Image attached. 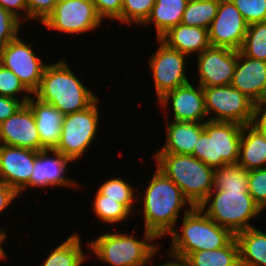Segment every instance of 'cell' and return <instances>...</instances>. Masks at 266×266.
<instances>
[{
	"label": "cell",
	"instance_id": "cell-16",
	"mask_svg": "<svg viewBox=\"0 0 266 266\" xmlns=\"http://www.w3.org/2000/svg\"><path fill=\"white\" fill-rule=\"evenodd\" d=\"M192 85L188 82L185 85L168 91L160 99L158 103L161 109H166L171 104L172 115L174 121H186L204 123L209 120L204 101L203 87L199 84Z\"/></svg>",
	"mask_w": 266,
	"mask_h": 266
},
{
	"label": "cell",
	"instance_id": "cell-14",
	"mask_svg": "<svg viewBox=\"0 0 266 266\" xmlns=\"http://www.w3.org/2000/svg\"><path fill=\"white\" fill-rule=\"evenodd\" d=\"M72 162L73 161L70 158H67L63 153L57 152L54 149L36 151V158L30 182L18 193V195H22L21 193L30 187L31 189H45L47 187L53 188L59 186L67 188L77 187L79 189L80 185L76 180L66 176V168L68 164Z\"/></svg>",
	"mask_w": 266,
	"mask_h": 266
},
{
	"label": "cell",
	"instance_id": "cell-42",
	"mask_svg": "<svg viewBox=\"0 0 266 266\" xmlns=\"http://www.w3.org/2000/svg\"><path fill=\"white\" fill-rule=\"evenodd\" d=\"M252 124L266 137V98L254 104V119Z\"/></svg>",
	"mask_w": 266,
	"mask_h": 266
},
{
	"label": "cell",
	"instance_id": "cell-22",
	"mask_svg": "<svg viewBox=\"0 0 266 266\" xmlns=\"http://www.w3.org/2000/svg\"><path fill=\"white\" fill-rule=\"evenodd\" d=\"M159 39L168 47L178 50L187 56L195 53L197 56L211 46L208 29L182 23L170 28Z\"/></svg>",
	"mask_w": 266,
	"mask_h": 266
},
{
	"label": "cell",
	"instance_id": "cell-3",
	"mask_svg": "<svg viewBox=\"0 0 266 266\" xmlns=\"http://www.w3.org/2000/svg\"><path fill=\"white\" fill-rule=\"evenodd\" d=\"M182 229L177 227L169 234L171 246L168 253L185 259L190 253L214 250L227 246L235 235L210 219L198 206L185 209Z\"/></svg>",
	"mask_w": 266,
	"mask_h": 266
},
{
	"label": "cell",
	"instance_id": "cell-35",
	"mask_svg": "<svg viewBox=\"0 0 266 266\" xmlns=\"http://www.w3.org/2000/svg\"><path fill=\"white\" fill-rule=\"evenodd\" d=\"M248 24L266 21V0H231Z\"/></svg>",
	"mask_w": 266,
	"mask_h": 266
},
{
	"label": "cell",
	"instance_id": "cell-20",
	"mask_svg": "<svg viewBox=\"0 0 266 266\" xmlns=\"http://www.w3.org/2000/svg\"><path fill=\"white\" fill-rule=\"evenodd\" d=\"M26 104L34 114L40 138V151L55 149L60 141L64 114L53 105L32 96Z\"/></svg>",
	"mask_w": 266,
	"mask_h": 266
},
{
	"label": "cell",
	"instance_id": "cell-39",
	"mask_svg": "<svg viewBox=\"0 0 266 266\" xmlns=\"http://www.w3.org/2000/svg\"><path fill=\"white\" fill-rule=\"evenodd\" d=\"M99 17L121 23L122 0H92Z\"/></svg>",
	"mask_w": 266,
	"mask_h": 266
},
{
	"label": "cell",
	"instance_id": "cell-4",
	"mask_svg": "<svg viewBox=\"0 0 266 266\" xmlns=\"http://www.w3.org/2000/svg\"><path fill=\"white\" fill-rule=\"evenodd\" d=\"M138 238V239H137ZM120 231L107 232L94 240L88 241L86 247L100 261L110 266H147L153 264L154 256L160 250L157 238L147 230L141 237Z\"/></svg>",
	"mask_w": 266,
	"mask_h": 266
},
{
	"label": "cell",
	"instance_id": "cell-1",
	"mask_svg": "<svg viewBox=\"0 0 266 266\" xmlns=\"http://www.w3.org/2000/svg\"><path fill=\"white\" fill-rule=\"evenodd\" d=\"M146 184L142 203L144 230L157 239L169 235L177 226L181 208L192 209L194 206L183 195L182 190L157 168ZM188 204V205H187Z\"/></svg>",
	"mask_w": 266,
	"mask_h": 266
},
{
	"label": "cell",
	"instance_id": "cell-45",
	"mask_svg": "<svg viewBox=\"0 0 266 266\" xmlns=\"http://www.w3.org/2000/svg\"><path fill=\"white\" fill-rule=\"evenodd\" d=\"M4 229L1 228L0 226V257L2 259H5L7 258V253L5 252L4 248H3V242L5 241L6 237H7V232L4 231Z\"/></svg>",
	"mask_w": 266,
	"mask_h": 266
},
{
	"label": "cell",
	"instance_id": "cell-43",
	"mask_svg": "<svg viewBox=\"0 0 266 266\" xmlns=\"http://www.w3.org/2000/svg\"><path fill=\"white\" fill-rule=\"evenodd\" d=\"M18 196L12 187L0 180V213L6 210Z\"/></svg>",
	"mask_w": 266,
	"mask_h": 266
},
{
	"label": "cell",
	"instance_id": "cell-28",
	"mask_svg": "<svg viewBox=\"0 0 266 266\" xmlns=\"http://www.w3.org/2000/svg\"><path fill=\"white\" fill-rule=\"evenodd\" d=\"M219 3L220 0H189L181 23L209 29L216 17Z\"/></svg>",
	"mask_w": 266,
	"mask_h": 266
},
{
	"label": "cell",
	"instance_id": "cell-13",
	"mask_svg": "<svg viewBox=\"0 0 266 266\" xmlns=\"http://www.w3.org/2000/svg\"><path fill=\"white\" fill-rule=\"evenodd\" d=\"M248 26L231 0H220L216 17L208 29L210 45L239 51Z\"/></svg>",
	"mask_w": 266,
	"mask_h": 266
},
{
	"label": "cell",
	"instance_id": "cell-31",
	"mask_svg": "<svg viewBox=\"0 0 266 266\" xmlns=\"http://www.w3.org/2000/svg\"><path fill=\"white\" fill-rule=\"evenodd\" d=\"M95 193L92 210L103 224H118L132 215L120 200L105 199L98 191Z\"/></svg>",
	"mask_w": 266,
	"mask_h": 266
},
{
	"label": "cell",
	"instance_id": "cell-23",
	"mask_svg": "<svg viewBox=\"0 0 266 266\" xmlns=\"http://www.w3.org/2000/svg\"><path fill=\"white\" fill-rule=\"evenodd\" d=\"M237 163L248 171L266 168V137L253 124L243 125Z\"/></svg>",
	"mask_w": 266,
	"mask_h": 266
},
{
	"label": "cell",
	"instance_id": "cell-29",
	"mask_svg": "<svg viewBox=\"0 0 266 266\" xmlns=\"http://www.w3.org/2000/svg\"><path fill=\"white\" fill-rule=\"evenodd\" d=\"M213 190H248V170L238 163L214 169Z\"/></svg>",
	"mask_w": 266,
	"mask_h": 266
},
{
	"label": "cell",
	"instance_id": "cell-33",
	"mask_svg": "<svg viewBox=\"0 0 266 266\" xmlns=\"http://www.w3.org/2000/svg\"><path fill=\"white\" fill-rule=\"evenodd\" d=\"M155 0H122L121 24L142 25L150 15Z\"/></svg>",
	"mask_w": 266,
	"mask_h": 266
},
{
	"label": "cell",
	"instance_id": "cell-24",
	"mask_svg": "<svg viewBox=\"0 0 266 266\" xmlns=\"http://www.w3.org/2000/svg\"><path fill=\"white\" fill-rule=\"evenodd\" d=\"M189 0H155V4L143 26L154 25L156 39L170 28L181 23L183 13Z\"/></svg>",
	"mask_w": 266,
	"mask_h": 266
},
{
	"label": "cell",
	"instance_id": "cell-11",
	"mask_svg": "<svg viewBox=\"0 0 266 266\" xmlns=\"http://www.w3.org/2000/svg\"><path fill=\"white\" fill-rule=\"evenodd\" d=\"M0 64L12 71L33 94L48 63L35 54L32 43L24 42L18 36L0 50Z\"/></svg>",
	"mask_w": 266,
	"mask_h": 266
},
{
	"label": "cell",
	"instance_id": "cell-21",
	"mask_svg": "<svg viewBox=\"0 0 266 266\" xmlns=\"http://www.w3.org/2000/svg\"><path fill=\"white\" fill-rule=\"evenodd\" d=\"M204 131L203 123L166 120L165 144L154 153L193 155L194 146Z\"/></svg>",
	"mask_w": 266,
	"mask_h": 266
},
{
	"label": "cell",
	"instance_id": "cell-5",
	"mask_svg": "<svg viewBox=\"0 0 266 266\" xmlns=\"http://www.w3.org/2000/svg\"><path fill=\"white\" fill-rule=\"evenodd\" d=\"M152 158L193 206H199L213 190L214 169L193 155L155 153Z\"/></svg>",
	"mask_w": 266,
	"mask_h": 266
},
{
	"label": "cell",
	"instance_id": "cell-32",
	"mask_svg": "<svg viewBox=\"0 0 266 266\" xmlns=\"http://www.w3.org/2000/svg\"><path fill=\"white\" fill-rule=\"evenodd\" d=\"M239 51L247 57L266 61V21L249 24Z\"/></svg>",
	"mask_w": 266,
	"mask_h": 266
},
{
	"label": "cell",
	"instance_id": "cell-40",
	"mask_svg": "<svg viewBox=\"0 0 266 266\" xmlns=\"http://www.w3.org/2000/svg\"><path fill=\"white\" fill-rule=\"evenodd\" d=\"M0 7L13 14L22 24L28 21V9L26 0H0ZM25 13L22 18L21 13Z\"/></svg>",
	"mask_w": 266,
	"mask_h": 266
},
{
	"label": "cell",
	"instance_id": "cell-38",
	"mask_svg": "<svg viewBox=\"0 0 266 266\" xmlns=\"http://www.w3.org/2000/svg\"><path fill=\"white\" fill-rule=\"evenodd\" d=\"M58 0H26L28 20H39L42 24L53 12Z\"/></svg>",
	"mask_w": 266,
	"mask_h": 266
},
{
	"label": "cell",
	"instance_id": "cell-6",
	"mask_svg": "<svg viewBox=\"0 0 266 266\" xmlns=\"http://www.w3.org/2000/svg\"><path fill=\"white\" fill-rule=\"evenodd\" d=\"M198 207L234 235L255 227L250 220L259 217L263 211L248 190H212Z\"/></svg>",
	"mask_w": 266,
	"mask_h": 266
},
{
	"label": "cell",
	"instance_id": "cell-30",
	"mask_svg": "<svg viewBox=\"0 0 266 266\" xmlns=\"http://www.w3.org/2000/svg\"><path fill=\"white\" fill-rule=\"evenodd\" d=\"M133 185L127 183L123 178L112 177L109 180H105L102 185L99 186L97 191L105 196V199L120 200L133 215V211H136L135 201L137 203V194Z\"/></svg>",
	"mask_w": 266,
	"mask_h": 266
},
{
	"label": "cell",
	"instance_id": "cell-10",
	"mask_svg": "<svg viewBox=\"0 0 266 266\" xmlns=\"http://www.w3.org/2000/svg\"><path fill=\"white\" fill-rule=\"evenodd\" d=\"M102 21L92 0H58L41 25L67 35H77L100 28Z\"/></svg>",
	"mask_w": 266,
	"mask_h": 266
},
{
	"label": "cell",
	"instance_id": "cell-41",
	"mask_svg": "<svg viewBox=\"0 0 266 266\" xmlns=\"http://www.w3.org/2000/svg\"><path fill=\"white\" fill-rule=\"evenodd\" d=\"M23 103L19 99L0 95V124L13 115Z\"/></svg>",
	"mask_w": 266,
	"mask_h": 266
},
{
	"label": "cell",
	"instance_id": "cell-26",
	"mask_svg": "<svg viewBox=\"0 0 266 266\" xmlns=\"http://www.w3.org/2000/svg\"><path fill=\"white\" fill-rule=\"evenodd\" d=\"M185 259L191 266H240L239 245L234 238L225 247L192 252Z\"/></svg>",
	"mask_w": 266,
	"mask_h": 266
},
{
	"label": "cell",
	"instance_id": "cell-36",
	"mask_svg": "<svg viewBox=\"0 0 266 266\" xmlns=\"http://www.w3.org/2000/svg\"><path fill=\"white\" fill-rule=\"evenodd\" d=\"M248 192L264 211L266 209V168L248 171Z\"/></svg>",
	"mask_w": 266,
	"mask_h": 266
},
{
	"label": "cell",
	"instance_id": "cell-18",
	"mask_svg": "<svg viewBox=\"0 0 266 266\" xmlns=\"http://www.w3.org/2000/svg\"><path fill=\"white\" fill-rule=\"evenodd\" d=\"M0 144L40 151L34 114L27 104L0 124Z\"/></svg>",
	"mask_w": 266,
	"mask_h": 266
},
{
	"label": "cell",
	"instance_id": "cell-34",
	"mask_svg": "<svg viewBox=\"0 0 266 266\" xmlns=\"http://www.w3.org/2000/svg\"><path fill=\"white\" fill-rule=\"evenodd\" d=\"M22 92V99L18 98ZM25 92V93H24ZM24 93V94H23ZM0 95L19 99L23 104L33 95L20 81V79L9 69L0 64Z\"/></svg>",
	"mask_w": 266,
	"mask_h": 266
},
{
	"label": "cell",
	"instance_id": "cell-9",
	"mask_svg": "<svg viewBox=\"0 0 266 266\" xmlns=\"http://www.w3.org/2000/svg\"><path fill=\"white\" fill-rule=\"evenodd\" d=\"M209 121L253 123L254 102L231 85L203 87ZM212 114V115H211Z\"/></svg>",
	"mask_w": 266,
	"mask_h": 266
},
{
	"label": "cell",
	"instance_id": "cell-37",
	"mask_svg": "<svg viewBox=\"0 0 266 266\" xmlns=\"http://www.w3.org/2000/svg\"><path fill=\"white\" fill-rule=\"evenodd\" d=\"M22 22L13 14L0 7V50L18 37Z\"/></svg>",
	"mask_w": 266,
	"mask_h": 266
},
{
	"label": "cell",
	"instance_id": "cell-12",
	"mask_svg": "<svg viewBox=\"0 0 266 266\" xmlns=\"http://www.w3.org/2000/svg\"><path fill=\"white\" fill-rule=\"evenodd\" d=\"M156 40H158L159 47L155 53L150 55L148 66L150 71H152L158 100L168 91L187 84L190 79L185 74L187 67L185 59L187 60L188 56L168 47L160 39Z\"/></svg>",
	"mask_w": 266,
	"mask_h": 266
},
{
	"label": "cell",
	"instance_id": "cell-15",
	"mask_svg": "<svg viewBox=\"0 0 266 266\" xmlns=\"http://www.w3.org/2000/svg\"><path fill=\"white\" fill-rule=\"evenodd\" d=\"M237 58V50L210 46L197 55V82L202 87L231 85Z\"/></svg>",
	"mask_w": 266,
	"mask_h": 266
},
{
	"label": "cell",
	"instance_id": "cell-8",
	"mask_svg": "<svg viewBox=\"0 0 266 266\" xmlns=\"http://www.w3.org/2000/svg\"><path fill=\"white\" fill-rule=\"evenodd\" d=\"M99 97L86 109L63 117L60 141L54 149L72 161L79 160L96 139L99 127Z\"/></svg>",
	"mask_w": 266,
	"mask_h": 266
},
{
	"label": "cell",
	"instance_id": "cell-7",
	"mask_svg": "<svg viewBox=\"0 0 266 266\" xmlns=\"http://www.w3.org/2000/svg\"><path fill=\"white\" fill-rule=\"evenodd\" d=\"M203 127L193 156L213 169L237 163L243 125L208 120Z\"/></svg>",
	"mask_w": 266,
	"mask_h": 266
},
{
	"label": "cell",
	"instance_id": "cell-44",
	"mask_svg": "<svg viewBox=\"0 0 266 266\" xmlns=\"http://www.w3.org/2000/svg\"><path fill=\"white\" fill-rule=\"evenodd\" d=\"M168 258L171 259L170 261L168 260L167 262H164L163 264L160 263L159 266H191L186 259L176 257L171 254H167Z\"/></svg>",
	"mask_w": 266,
	"mask_h": 266
},
{
	"label": "cell",
	"instance_id": "cell-2",
	"mask_svg": "<svg viewBox=\"0 0 266 266\" xmlns=\"http://www.w3.org/2000/svg\"><path fill=\"white\" fill-rule=\"evenodd\" d=\"M66 59L48 63L34 98L53 105L64 115L88 108L98 96L83 85Z\"/></svg>",
	"mask_w": 266,
	"mask_h": 266
},
{
	"label": "cell",
	"instance_id": "cell-17",
	"mask_svg": "<svg viewBox=\"0 0 266 266\" xmlns=\"http://www.w3.org/2000/svg\"><path fill=\"white\" fill-rule=\"evenodd\" d=\"M36 151L0 144V180L19 193L29 182Z\"/></svg>",
	"mask_w": 266,
	"mask_h": 266
},
{
	"label": "cell",
	"instance_id": "cell-19",
	"mask_svg": "<svg viewBox=\"0 0 266 266\" xmlns=\"http://www.w3.org/2000/svg\"><path fill=\"white\" fill-rule=\"evenodd\" d=\"M231 86L254 103L266 98V61L254 59L238 51Z\"/></svg>",
	"mask_w": 266,
	"mask_h": 266
},
{
	"label": "cell",
	"instance_id": "cell-27",
	"mask_svg": "<svg viewBox=\"0 0 266 266\" xmlns=\"http://www.w3.org/2000/svg\"><path fill=\"white\" fill-rule=\"evenodd\" d=\"M81 243L79 234L73 233L53 251L50 250L41 266H81L89 258L83 253Z\"/></svg>",
	"mask_w": 266,
	"mask_h": 266
},
{
	"label": "cell",
	"instance_id": "cell-25",
	"mask_svg": "<svg viewBox=\"0 0 266 266\" xmlns=\"http://www.w3.org/2000/svg\"><path fill=\"white\" fill-rule=\"evenodd\" d=\"M240 266H266V233L252 227L235 235Z\"/></svg>",
	"mask_w": 266,
	"mask_h": 266
}]
</instances>
